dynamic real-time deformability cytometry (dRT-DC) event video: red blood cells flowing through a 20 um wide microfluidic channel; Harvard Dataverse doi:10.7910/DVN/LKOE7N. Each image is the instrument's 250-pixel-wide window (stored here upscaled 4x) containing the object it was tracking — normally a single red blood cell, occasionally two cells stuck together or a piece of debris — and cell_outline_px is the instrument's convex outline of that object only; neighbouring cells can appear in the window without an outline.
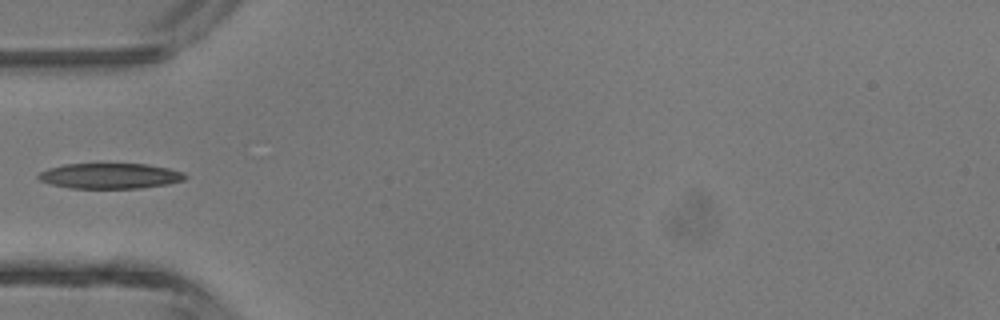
{"species": "common noctule bat (a hibernating species)", "species_latin": "Nyctalus noctula", "temperature_condition": "room temperature", "stored_images_in_passage": 5, "camera_frame_rate_fps": 3000, "um_per_image_px": 0.085, "animal": {"sex": "male", "body_mass_g": 13.3}, "frame": {"image": 1, "passage_image": 5, "time_ms": 4.333, "image_size_px": [1000, 320], "cell_outline_px": [[188, 176], [184, 180], [168, 184], [140, 188], [72, 188], [52, 184], [40, 180], [36, 176], [40, 172], [48, 168], [64, 164], [148, 164], [168, 168], [184, 172]], "centroid_in_image_um": [9.38, 14.95], "position_along_channel_um": 75.6, "area_um2": 21.73}}